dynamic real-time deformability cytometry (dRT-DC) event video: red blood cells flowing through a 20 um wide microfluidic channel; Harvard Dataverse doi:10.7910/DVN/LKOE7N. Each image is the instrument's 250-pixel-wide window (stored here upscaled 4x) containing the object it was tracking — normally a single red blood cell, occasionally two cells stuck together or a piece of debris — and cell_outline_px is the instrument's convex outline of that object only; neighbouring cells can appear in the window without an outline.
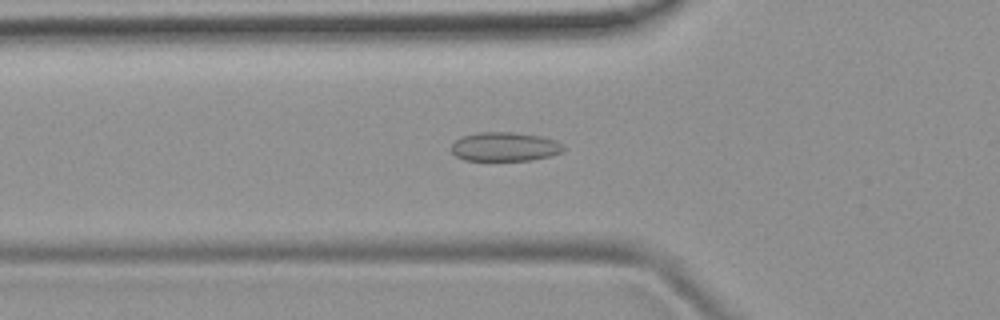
{"species": "common noctule bat (a hibernating species)", "species_latin": "Nyctalus noctula", "temperature_condition": "room temperature", "stored_images_in_passage": 52, "camera_frame_rate_fps": 3000, "um_per_image_px": 0.085, "animal": {"sex": "female", "body_mass_g": 19.9}, "frame": {"image": 1, "passage_image": 18, "time_ms": 5.667, "image_size_px": [1000, 320], "cell_outline_px": [[564, 152], [552, 156], [532, 160], [464, 160], [456, 156], [452, 152], [452, 144], [456, 140], [464, 136], [476, 132], [516, 132], [540, 136], [556, 140], [564, 144]], "centroid_in_image_um": [42.96, 12.47], "position_along_channel_um": 82.8, "area_um2": 19.13}}
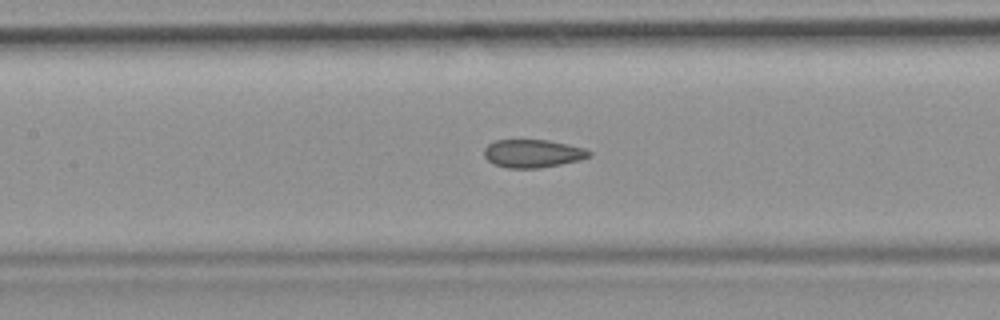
{"frame": {"image": 2, "passage_image": 24, "time_ms": 7.667, "image_size_px": [1000, 320], "cell_outline_px": [[592, 156], [580, 160], [560, 164], [536, 168], [508, 168], [492, 164], [484, 156], [484, 148], [488, 144], [496, 140], [548, 140], [568, 144], [584, 148], [592, 152]], "centroid_in_image_um": [45.28, 13.04], "position_along_channel_um": 162.1, "area_um2": 17.22}}
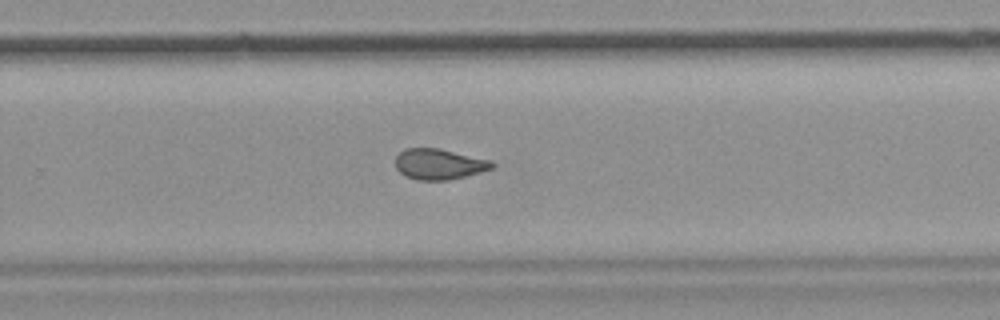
{"frame": {"image": 3, "passage_image": 34, "time_ms": 11.0, "image_size_px": [1000, 320], "cell_outline_px": [[496, 164], [492, 168], [464, 176], [448, 180], [416, 180], [404, 176], [396, 168], [396, 156], [404, 148], [440, 148], [492, 160]], "centroid_in_image_um": [37.31, 13.94], "position_along_channel_um": 292.5, "area_um2": 17.34}, "authors_computed_cell_mechanics": {"area_um2": 18.0914, "velocity_mm_per_s": 3.9329, "shape_relaxation_time_tau1_ms": null, "shape_relaxation_time_tau2_ms": 1.186, "deformation_change_tau1": null, "deformation_change_tau2": 0.0546}}